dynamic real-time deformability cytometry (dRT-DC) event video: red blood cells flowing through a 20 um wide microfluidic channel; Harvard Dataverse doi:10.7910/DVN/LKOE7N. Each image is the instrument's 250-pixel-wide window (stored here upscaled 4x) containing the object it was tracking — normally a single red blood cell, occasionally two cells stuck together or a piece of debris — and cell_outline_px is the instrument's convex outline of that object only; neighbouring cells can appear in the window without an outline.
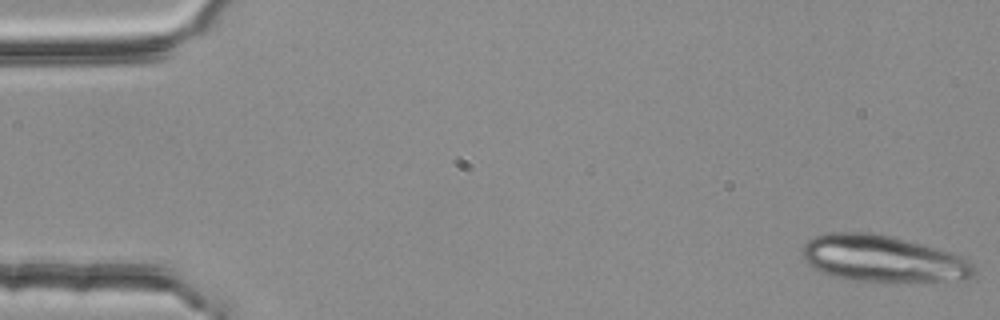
{"species": "common noctule bat (a hibernating species)", "species_latin": "Nyctalus noctula", "temperature_condition": "room temperature", "stored_images_in_passage": 4, "camera_frame_rate_fps": 3000, "um_per_image_px": 0.085, "animal": {"sex": "female", "body_mass_g": 25.1}, "frame": {"image": 1, "passage_image": 1, "time_ms": 0.0, "image_size_px": [1000, 320], "cell_outline_px": [[976, 272], [972, 276], [964, 280], [924, 284], [848, 280], [832, 276], [820, 272], [812, 268], [804, 260], [804, 244], [812, 236], [828, 232], [876, 232], [892, 236], [952, 252], [964, 256], [972, 264]], "centroid_in_image_um": [75.1, 22.03], "position_along_channel_um": 9.9, "area_um2": 48.09}}